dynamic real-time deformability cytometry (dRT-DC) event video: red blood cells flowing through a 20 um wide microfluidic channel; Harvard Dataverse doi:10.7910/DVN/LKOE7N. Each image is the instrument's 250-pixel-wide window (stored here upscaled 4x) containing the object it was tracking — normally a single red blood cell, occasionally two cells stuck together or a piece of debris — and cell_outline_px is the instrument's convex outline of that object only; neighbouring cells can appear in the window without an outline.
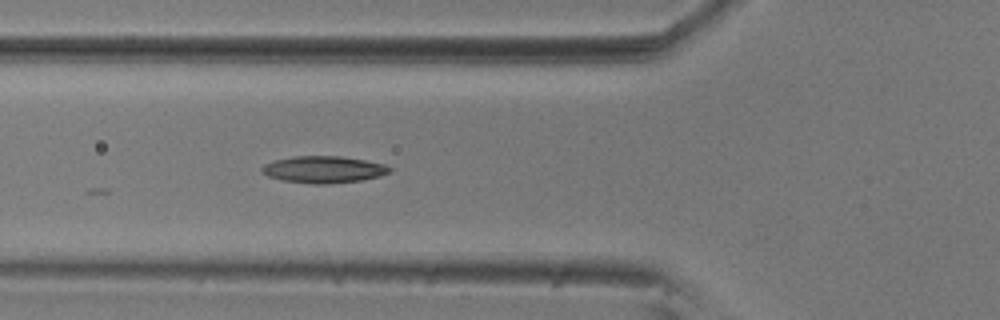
{"species": "common noctule bat (a hibernating species)", "species_latin": "Nyctalus noctula", "temperature_condition": "room temperature", "stored_images_in_passage": 24, "camera_frame_rate_fps": 3000, "um_per_image_px": 0.085, "animal": {"sex": "male", "body_mass_g": 20.5, "forearm_length_mm": 52.5}, "frame": {"image": 1, "passage_image": 20, "time_ms": 6.333, "image_size_px": [1000, 320], "cell_outline_px": [[392, 172], [380, 176], [364, 180], [328, 184], [312, 184], [280, 180], [268, 176], [260, 172], [260, 168], [264, 164], [272, 160], [296, 156], [340, 156], [364, 160], [384, 164], [392, 168]], "centroid_in_image_um": [27.49, 14.41], "position_along_channel_um": 98.3, "area_um2": 20.29}}
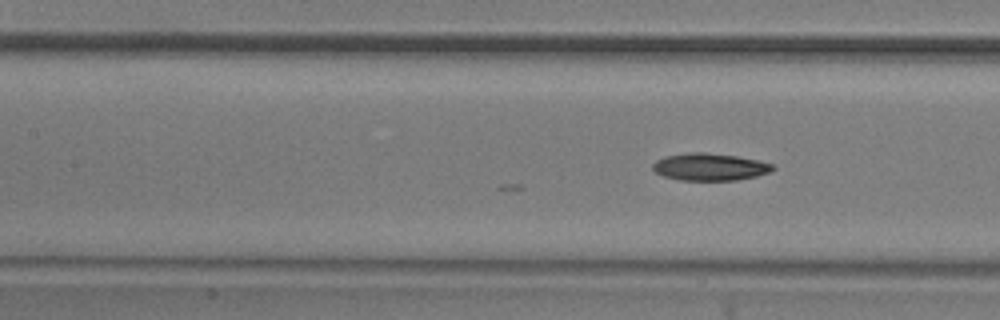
{"frame": {"image": 2, "passage_image": 24, "time_ms": 7.667, "image_size_px": [1000, 320], "cell_outline_px": [[776, 168], [768, 172], [756, 176], [736, 180], [680, 180], [664, 176], [656, 172], [652, 168], [652, 164], [656, 160], [664, 156], [688, 152], [704, 152], [736, 156], [756, 160], [772, 164]], "centroid_in_image_um": [60.29, 14.18], "position_along_channel_um": 147.1, "area_um2": 18.96}}